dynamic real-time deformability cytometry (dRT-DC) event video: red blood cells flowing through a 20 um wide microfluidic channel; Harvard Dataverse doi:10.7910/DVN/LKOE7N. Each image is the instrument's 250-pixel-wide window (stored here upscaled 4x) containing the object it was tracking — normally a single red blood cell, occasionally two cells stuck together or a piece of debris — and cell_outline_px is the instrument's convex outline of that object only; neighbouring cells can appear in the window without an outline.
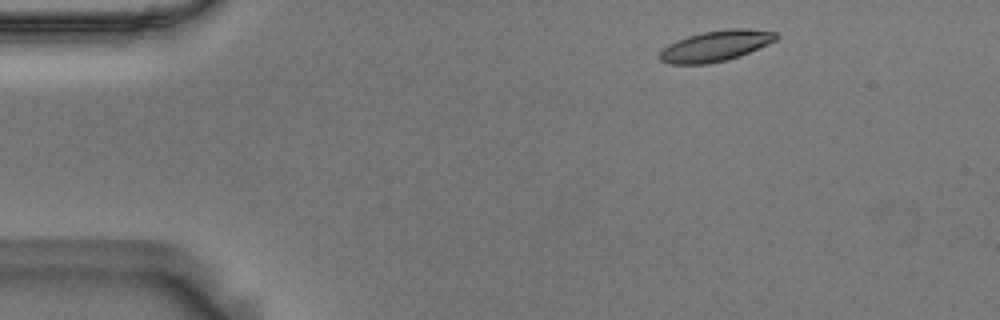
{"species": "Egyptian fruit bat (a non-hibernating species)", "species_latin": "Rousettus aegyptiacus", "temperature_condition": "room temperature", "stored_images_in_passage": 52, "camera_frame_rate_fps": 3000, "um_per_image_px": 0.085, "animal": {"sex": "male"}, "frame": {"image": 1, "passage_image": 4, "time_ms": 1.0, "image_size_px": [1000, 320], "cell_outline_px": [[780, 36], [776, 40], [768, 44], [748, 52], [724, 60], [708, 64], [668, 64], [660, 60], [660, 52], [668, 44], [676, 40], [688, 36], [704, 32], [728, 28], [748, 28], [776, 32]], "centroid_in_image_um": [60.83, 3.89], "position_along_channel_um": 24.2, "area_um2": 20.69}}
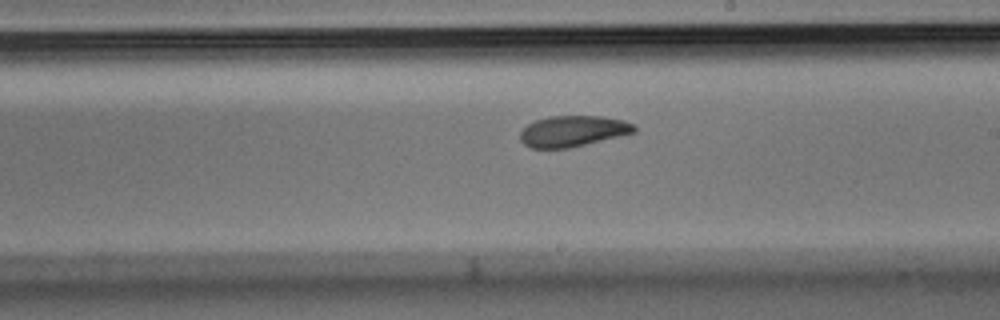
{"frame": {"image": 2, "passage_image": 28, "time_ms": 9.0, "image_size_px": [1000, 320], "cell_outline_px": [[636, 132], [620, 136], [568, 148], [532, 148], [524, 144], [520, 140], [520, 132], [528, 124], [536, 120], [548, 116], [600, 116], [624, 120], [636, 124]], "centroid_in_image_um": [48.71, 11.14], "position_along_channel_um": 240.3, "area_um2": 20.58}}
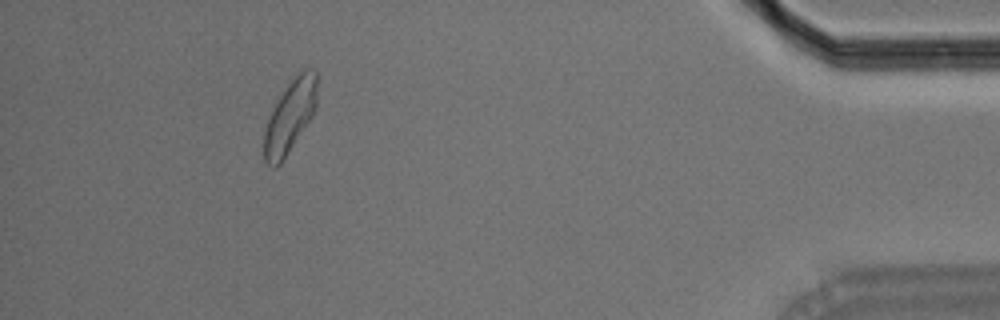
{"frame": {"image": 3, "passage_image": 47, "time_ms": 15.333, "image_size_px": [1000, 320], "cell_outline_px": [[316, 108], [312, 116], [280, 164], [276, 168], [272, 168], [264, 160], [264, 132], [272, 108], [288, 80], [304, 68], [308, 68], [316, 72]], "centroid_in_image_um": [24.63, 9.86], "position_along_channel_um": 410.6, "area_um2": 22.37}, "authors_computed_cell_mechanics": {"area_um2": 21.2126, "velocity_mm_per_s": 3.5932, "shape_relaxation_time_tau1_ms": 3.7103, "shape_relaxation_time_tau2_ms": 2.6151, "deformation_change_tau1": 0.1078, "deformation_change_tau2": 0.0718}}